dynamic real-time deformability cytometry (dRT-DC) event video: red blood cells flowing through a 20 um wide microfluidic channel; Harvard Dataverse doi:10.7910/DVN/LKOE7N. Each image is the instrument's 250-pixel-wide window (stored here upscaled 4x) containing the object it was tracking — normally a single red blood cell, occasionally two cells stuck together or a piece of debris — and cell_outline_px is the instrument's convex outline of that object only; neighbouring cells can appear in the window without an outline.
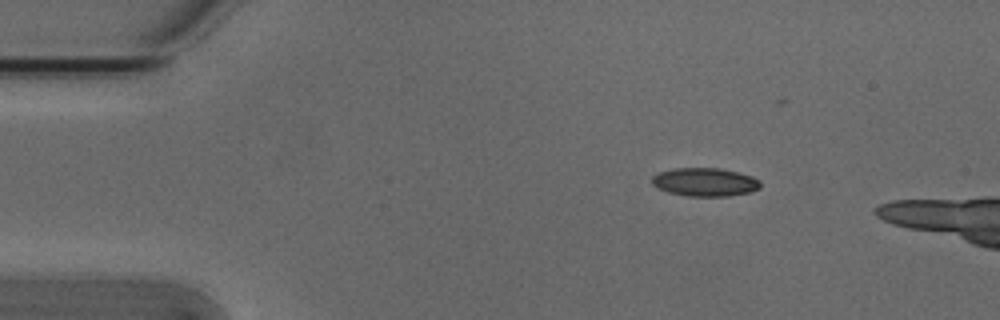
{"species": "Egyptian fruit bat (a non-hibernating species)", "species_latin": "Rousettus aegyptiacus", "temperature_condition": "cold", "stored_images_in_passage": 9, "camera_frame_rate_fps": 3000, "um_per_image_px": 0.085, "animal": {"sex": "male"}, "frame": {"image": 1, "passage_image": 1, "time_ms": 0.0, "image_size_px": [1000, 320], "cell_outline_px": [[760, 188], [752, 192], [728, 196], [688, 196], [668, 192], [656, 188], [652, 184], [652, 176], [660, 172], [676, 168], [720, 168], [752, 176], [760, 180]], "centroid_in_image_um": [59.92, 15.48], "position_along_channel_um": 25.1, "area_um2": 17.98}}